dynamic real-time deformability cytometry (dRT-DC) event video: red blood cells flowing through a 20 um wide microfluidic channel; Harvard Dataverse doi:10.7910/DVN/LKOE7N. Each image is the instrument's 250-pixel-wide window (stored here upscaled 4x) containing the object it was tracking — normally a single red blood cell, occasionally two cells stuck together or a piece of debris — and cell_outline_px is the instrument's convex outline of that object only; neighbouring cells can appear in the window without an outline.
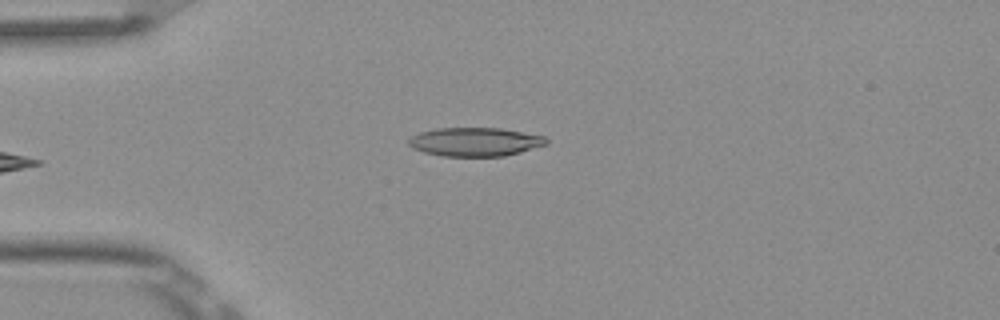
{"species": "Egyptian fruit bat (a non-hibernating species)", "species_latin": "Rousettus aegyptiacus", "temperature_condition": "room temperature", "stored_images_in_passage": 5, "camera_frame_rate_fps": 3000, "um_per_image_px": 0.085, "frame": {"image": 1, "passage_image": 5, "time_ms": 1.333, "image_size_px": [1000, 320], "cell_outline_px": [[548, 144], [520, 152], [504, 156], [440, 156], [424, 152], [412, 148], [408, 144], [408, 140], [412, 136], [420, 132], [436, 128], [500, 128], [544, 136], [548, 140]], "centroid_in_image_um": [40.36, 12.06], "position_along_channel_um": 44.6, "area_um2": 23.0}}